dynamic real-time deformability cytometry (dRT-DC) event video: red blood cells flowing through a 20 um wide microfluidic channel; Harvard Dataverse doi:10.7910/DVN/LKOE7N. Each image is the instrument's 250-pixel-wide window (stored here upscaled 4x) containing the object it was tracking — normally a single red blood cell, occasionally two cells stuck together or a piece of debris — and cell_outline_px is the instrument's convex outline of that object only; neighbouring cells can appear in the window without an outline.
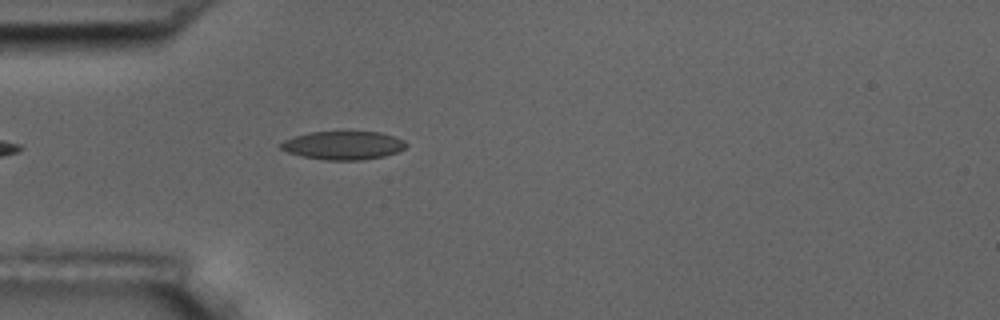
{"species": "common noctule bat (a hibernating species)", "species_latin": "Nyctalus noctula", "temperature_condition": "room temperature", "stored_images_in_passage": 1, "camera_frame_rate_fps": 3000, "um_per_image_px": 0.085, "animal": {"sex": "male", "body_mass_g": 17.5, "forearm_length_mm": 52.3}, "frame": {"image": 1, "passage_image": 1, "time_ms": 0.0, "image_size_px": [1000, 320], "cell_outline_px": [[408, 144], [404, 148], [396, 152], [384, 156], [364, 160], [324, 160], [300, 156], [288, 152], [280, 148], [280, 144], [284, 140], [296, 136], [312, 132], [380, 132], [404, 140]], "centroid_in_image_um": [29.18, 12.37], "position_along_channel_um": 55.8, "area_um2": 20.63}}